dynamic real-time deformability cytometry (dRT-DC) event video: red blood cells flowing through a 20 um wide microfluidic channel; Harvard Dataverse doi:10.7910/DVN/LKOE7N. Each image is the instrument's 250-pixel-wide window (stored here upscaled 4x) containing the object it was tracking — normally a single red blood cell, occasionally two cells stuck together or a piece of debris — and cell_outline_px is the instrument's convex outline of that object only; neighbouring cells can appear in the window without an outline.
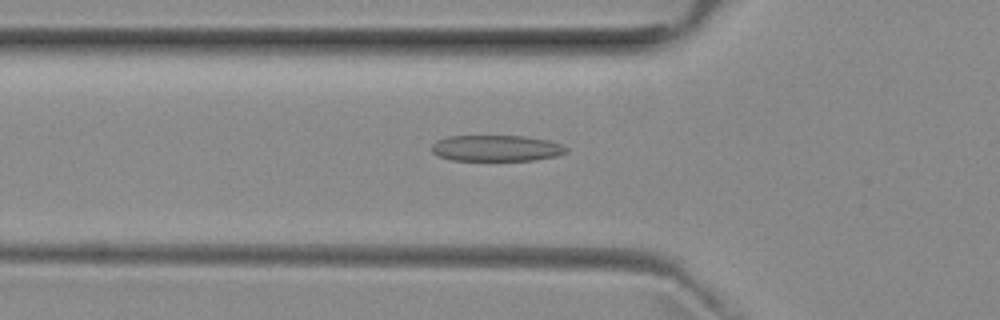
{"species": "common noctule bat (a hibernating species)", "species_latin": "Nyctalus noctula", "temperature_condition": "room temperature", "stored_images_in_passage": 36, "camera_frame_rate_fps": 3000, "um_per_image_px": 0.085, "animal": {"sex": "female", "body_mass_g": 29.2, "forearm_length_mm": 56.3}, "frame": {"image": 1, "passage_image": 5, "time_ms": 1.333, "image_size_px": [1000, 320], "cell_outline_px": [[568, 152], [556, 156], [532, 160], [452, 160], [440, 156], [432, 152], [432, 144], [436, 140], [448, 136], [524, 136], [548, 140], [564, 144], [568, 148]], "centroid_in_image_um": [42.22, 12.59], "position_along_channel_um": 83.6, "area_um2": 20.52}}
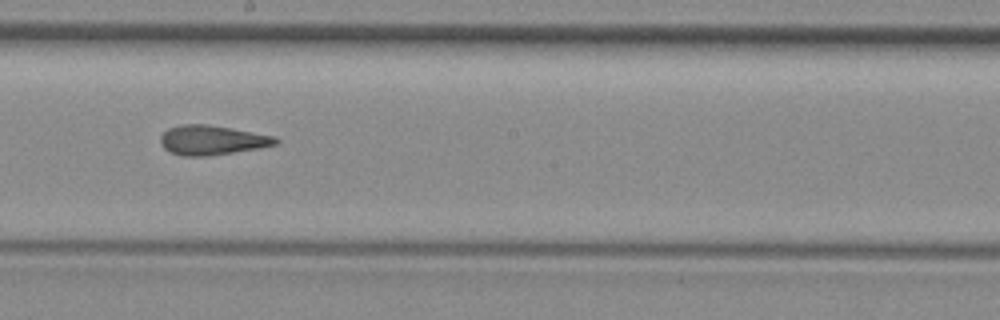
{"frame": {"image": 2, "passage_image": 16, "time_ms": 5.0, "image_size_px": [1000, 320], "cell_outline_px": [[280, 140], [276, 144], [260, 148], [208, 156], [184, 156], [172, 152], [164, 148], [160, 144], [160, 136], [168, 128], [180, 124], [208, 124], [232, 128], [276, 136]], "centroid_in_image_um": [18.03, 11.9], "position_along_channel_um": 230.2, "area_um2": 19.94}}
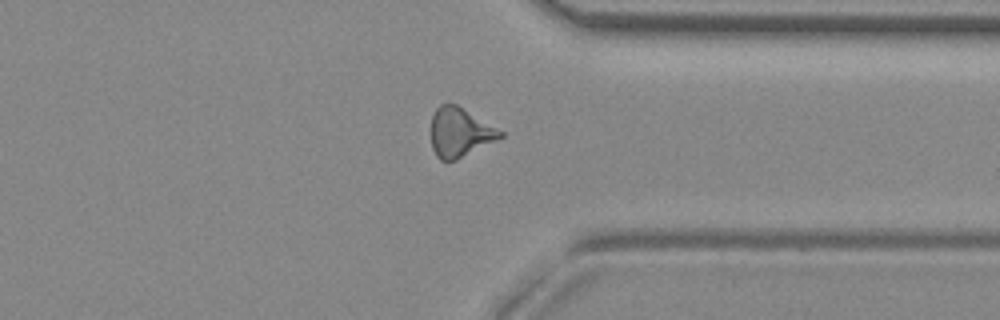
{"frame": {"image": 3, "passage_image": 27, "time_ms": 8.667, "image_size_px": [1000, 320], "cell_outline_px": [[504, 136], [456, 160], [440, 160], [436, 156], [432, 148], [432, 116], [436, 108], [440, 104], [456, 104], [504, 132]], "centroid_in_image_um": [39.08, 11.25], "position_along_channel_um": 372.3, "area_um2": 19.54}, "authors_computed_cell_mechanics": {"area_um2": 19.5942, "velocity_mm_per_s": 3.9743, "shape_relaxation_time_tau1_ms": null, "shape_relaxation_time_tau2_ms": 2.9752, "deformation_change_tau1": null, "deformation_change_tau2": 0.1372}}